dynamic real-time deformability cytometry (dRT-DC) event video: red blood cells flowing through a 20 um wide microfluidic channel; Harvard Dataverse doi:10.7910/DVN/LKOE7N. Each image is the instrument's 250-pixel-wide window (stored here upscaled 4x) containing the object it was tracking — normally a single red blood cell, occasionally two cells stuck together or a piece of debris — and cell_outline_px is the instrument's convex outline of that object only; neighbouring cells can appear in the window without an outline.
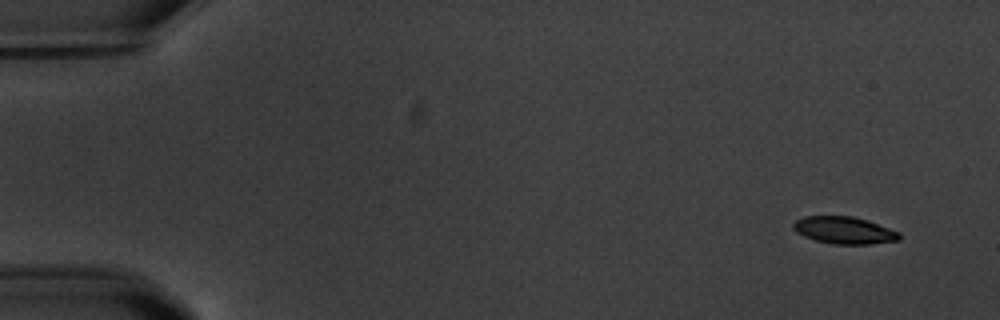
{"species": "common noctule bat (a hibernating species)", "species_latin": "Nyctalus noctula", "temperature_condition": "warm", "stored_images_in_passage": 5, "camera_frame_rate_fps": 3000, "um_per_image_px": 0.085, "animal": {"sex": "male", "body_mass_g": 20.1, "forearm_length_mm": 53.5}, "frame": {"image": 1, "passage_image": 1, "time_ms": 0.0, "image_size_px": [1000, 320], "cell_outline_px": [[900, 240], [872, 244], [832, 244], [816, 240], [804, 236], [796, 232], [792, 228], [792, 224], [796, 220], [804, 216], [852, 216], [900, 232]], "centroid_in_image_um": [71.72, 19.58], "position_along_channel_um": 13.3, "area_um2": 16.65}}
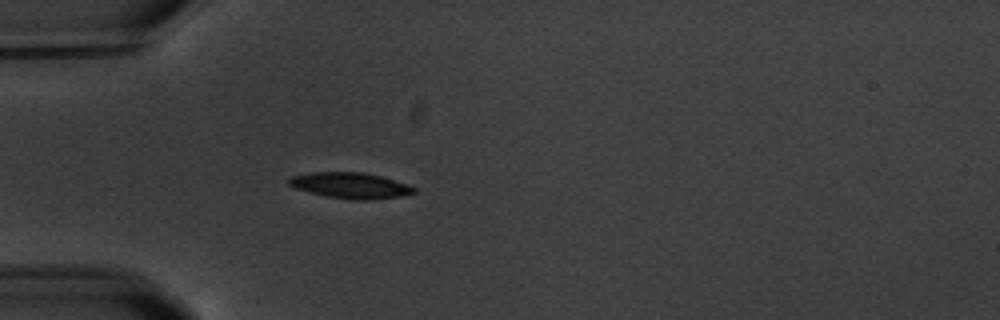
{"frame": {"image": 2, "passage_image": 5, "time_ms": 4.667, "image_size_px": [1000, 320], "cell_outline_px": [[416, 192], [400, 196], [372, 200], [356, 200], [324, 196], [296, 188], [288, 184], [288, 180], [292, 176], [308, 172], [364, 172], [380, 176], [408, 184], [416, 188]], "centroid_in_image_um": [29.79, 15.76], "position_along_channel_um": 55.2, "area_um2": 18.84}}